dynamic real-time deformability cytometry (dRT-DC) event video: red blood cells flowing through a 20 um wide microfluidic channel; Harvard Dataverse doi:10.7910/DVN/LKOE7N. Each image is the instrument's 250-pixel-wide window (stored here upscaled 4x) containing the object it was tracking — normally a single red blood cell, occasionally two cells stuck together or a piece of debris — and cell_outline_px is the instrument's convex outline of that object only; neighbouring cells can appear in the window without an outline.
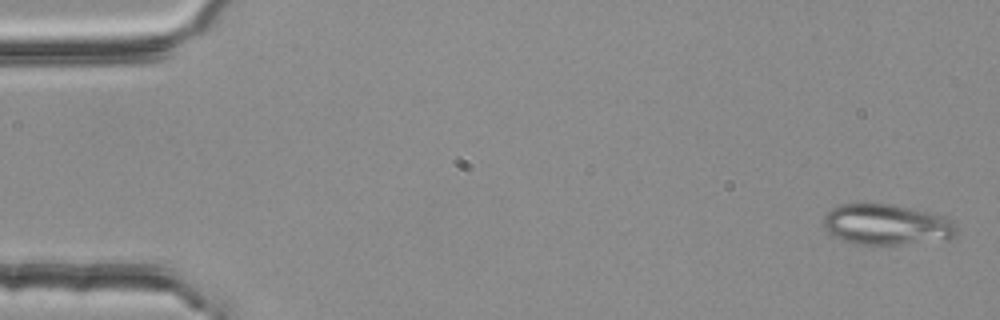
{"species": "common noctule bat (a hibernating species)", "species_latin": "Nyctalus noctula", "temperature_condition": "room temperature", "stored_images_in_passage": 4, "camera_frame_rate_fps": 3000, "um_per_image_px": 0.085, "animal": {"sex": "female", "body_mass_g": 25.1}, "frame": {"image": 1, "passage_image": 1, "time_ms": 0.0, "image_size_px": [1000, 320], "cell_outline_px": [[956, 236], [900, 244], [856, 244], [832, 236], [824, 228], [824, 216], [836, 204], [892, 204], [944, 216], [956, 224]], "centroid_in_image_um": [75.29, 19.07], "position_along_channel_um": 9.7, "area_um2": 30.98}}